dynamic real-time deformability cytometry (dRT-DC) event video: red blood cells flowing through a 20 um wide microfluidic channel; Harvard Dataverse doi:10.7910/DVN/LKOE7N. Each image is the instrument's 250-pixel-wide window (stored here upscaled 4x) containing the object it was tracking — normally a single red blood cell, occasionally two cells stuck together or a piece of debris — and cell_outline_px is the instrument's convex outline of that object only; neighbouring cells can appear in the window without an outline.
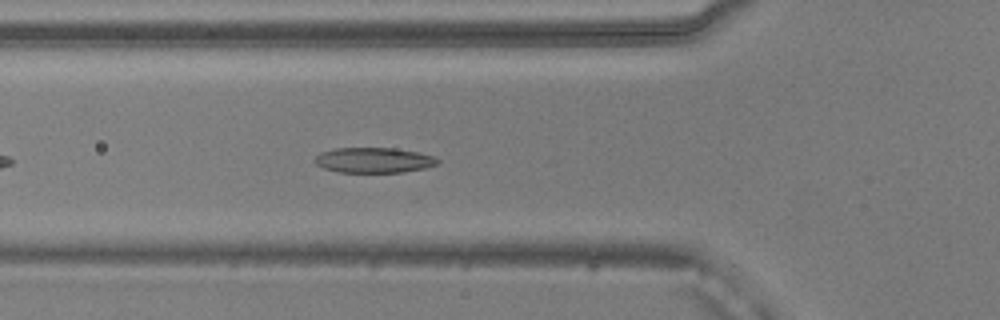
{"species": "common noctule bat (a hibernating species)", "species_latin": "Nyctalus noctula", "temperature_condition": "warm", "stored_images_in_passage": 41, "camera_frame_rate_fps": 3000, "um_per_image_px": 0.085, "animal": {"sex": "male", "body_mass_g": 20.5, "forearm_length_mm": 52.5}, "frame": {"image": 1, "passage_image": 7, "time_ms": 2.0, "image_size_px": [1000, 320], "cell_outline_px": [[440, 160], [436, 164], [424, 168], [404, 172], [340, 172], [324, 168], [316, 164], [312, 160], [320, 152], [336, 148], [396, 148], [416, 152], [432, 156]], "centroid_in_image_um": [31.73, 13.61], "position_along_channel_um": 94.1, "area_um2": 17.98}}
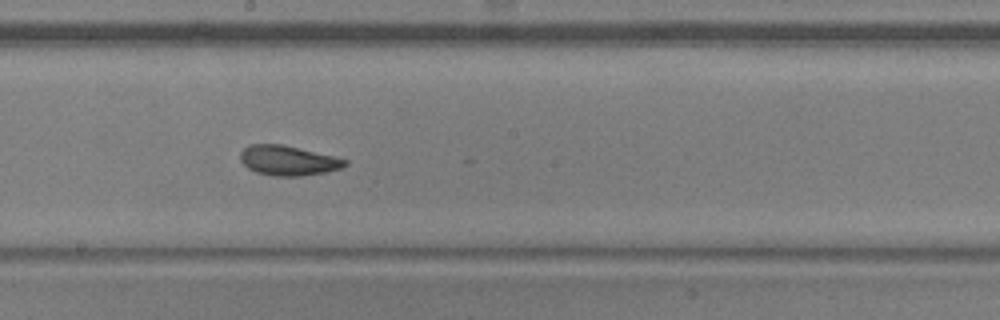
{"frame": {"image": 2, "passage_image": 17, "time_ms": 5.333, "image_size_px": [1000, 320], "cell_outline_px": [[348, 164], [340, 168], [328, 172], [300, 176], [272, 176], [256, 172], [248, 168], [240, 160], [240, 152], [244, 148], [252, 144], [280, 144], [332, 156], [348, 160]], "centroid_in_image_um": [24.47, 13.66], "position_along_channel_um": 223.7, "area_um2": 18.03}}
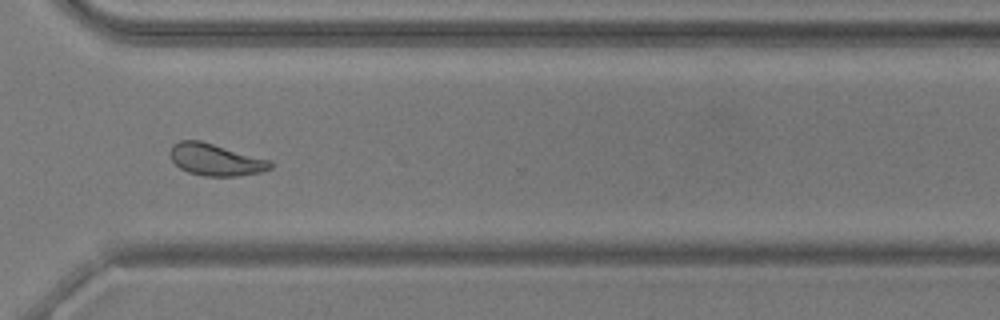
{"frame": {"image": 3, "passage_image": 27, "time_ms": 8.667, "image_size_px": [1000, 320], "cell_outline_px": [[272, 168], [260, 172], [236, 176], [204, 176], [188, 172], [180, 168], [172, 160], [168, 152], [172, 144], [180, 140], [200, 140], [268, 160], [272, 164]], "centroid_in_image_um": [18.26, 13.57], "position_along_channel_um": 352.3, "area_um2": 18.44}, "authors_computed_cell_mechanics": {"area_um2": 18.496, "velocity_mm_per_s": 3.8663, "shape_relaxation_time_tau1_ms": 4.3166, "shape_relaxation_time_tau2_ms": 1.5923, "deformation_change_tau1": 0.1596, "deformation_change_tau2": 0.0842}}